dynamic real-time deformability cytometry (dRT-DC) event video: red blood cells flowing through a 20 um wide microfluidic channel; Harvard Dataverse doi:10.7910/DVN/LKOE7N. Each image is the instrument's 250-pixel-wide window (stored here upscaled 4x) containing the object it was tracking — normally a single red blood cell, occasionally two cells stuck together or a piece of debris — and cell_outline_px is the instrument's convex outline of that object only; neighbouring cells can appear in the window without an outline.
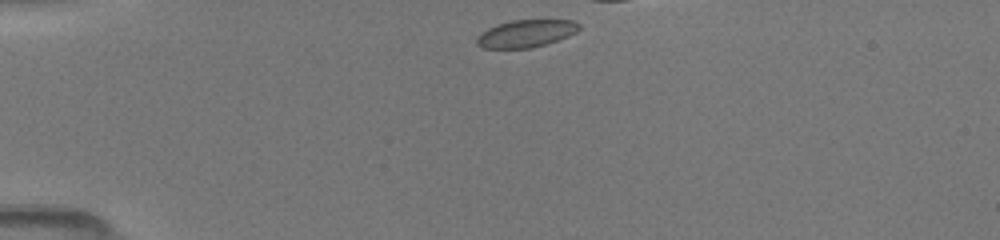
{"species": "common noctule bat (a hibernating species)", "species_latin": "Nyctalus noctula", "temperature_condition": "room temperature", "stored_images_in_passage": 8, "camera_frame_rate_fps": 3000, "um_per_image_px": 0.085, "animal": {"sex": "female", "body_mass_g": 19.5, "forearm_length_mm": 54.1}, "frame": {"image": 1, "passage_image": 1, "time_ms": 0.0, "image_size_px": [1000, 240], "cell_outline_px": [[580, 28], [576, 32], [568, 36], [532, 48], [484, 48], [476, 44], [476, 36], [480, 32], [496, 24], [512, 20], [572, 20], [580, 24]], "centroid_in_image_um": [44.67, 2.84], "position_along_channel_um": 40.3, "area_um2": 16.36}}
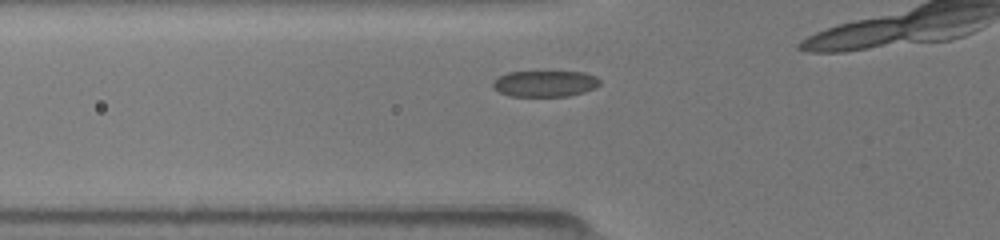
{"frame": {"image": 2, "passage_image": 4, "time_ms": 2.0, "image_size_px": [1000, 240], "cell_outline_px": [[600, 84], [596, 88], [584, 92], [568, 96], [508, 96], [500, 92], [492, 84], [500, 76], [508, 72], [584, 72], [596, 76], [600, 80]], "centroid_in_image_um": [46.38, 7.11], "position_along_channel_um": 79.4, "area_um2": 16.18}}
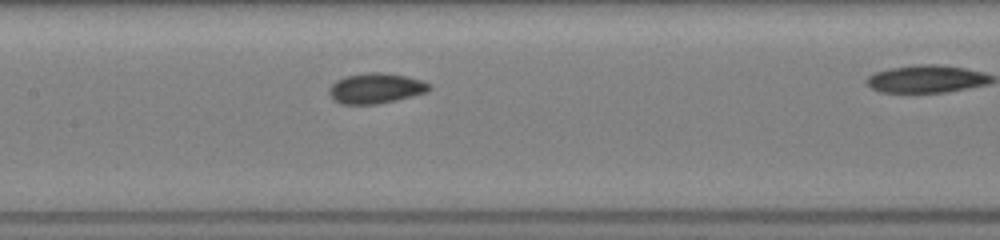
{"frame": {"image": 3, "passage_image": 7, "time_ms": 4.333, "image_size_px": [1000, 240], "cell_outline_px": [[432, 88], [428, 92], [396, 100], [376, 104], [340, 104], [332, 100], [328, 92], [328, 88], [336, 80], [344, 76], [364, 72], [384, 72], [404, 76], [420, 80], [428, 84]], "centroid_in_image_um": [31.88, 7.5], "position_along_channel_um": 175.5, "area_um2": 17.86}}